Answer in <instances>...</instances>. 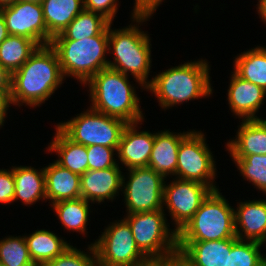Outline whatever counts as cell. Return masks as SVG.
<instances>
[{
    "mask_svg": "<svg viewBox=\"0 0 266 266\" xmlns=\"http://www.w3.org/2000/svg\"><path fill=\"white\" fill-rule=\"evenodd\" d=\"M65 78L56 51L49 45L39 46L30 58L11 74L10 106L30 109L48 101ZM12 104V105H11Z\"/></svg>",
    "mask_w": 266,
    "mask_h": 266,
    "instance_id": "obj_1",
    "label": "cell"
},
{
    "mask_svg": "<svg viewBox=\"0 0 266 266\" xmlns=\"http://www.w3.org/2000/svg\"><path fill=\"white\" fill-rule=\"evenodd\" d=\"M131 13V23L126 27L112 28L109 25V53L108 67L120 71L124 75L132 76L135 84L145 88L150 84L152 68L151 37L148 31L140 27L152 19L154 14ZM145 22V23H144ZM113 56V57H112Z\"/></svg>",
    "mask_w": 266,
    "mask_h": 266,
    "instance_id": "obj_2",
    "label": "cell"
},
{
    "mask_svg": "<svg viewBox=\"0 0 266 266\" xmlns=\"http://www.w3.org/2000/svg\"><path fill=\"white\" fill-rule=\"evenodd\" d=\"M209 63L202 57L183 64L181 62L162 72L160 70L152 76L145 91L157 98L158 105L164 111L195 99H209L214 92L210 77L212 66Z\"/></svg>",
    "mask_w": 266,
    "mask_h": 266,
    "instance_id": "obj_3",
    "label": "cell"
},
{
    "mask_svg": "<svg viewBox=\"0 0 266 266\" xmlns=\"http://www.w3.org/2000/svg\"><path fill=\"white\" fill-rule=\"evenodd\" d=\"M130 77L112 68H104L95 74L83 87L88 91L90 108L108 116L120 118L127 123L145 120L141 98L136 88L146 90L143 85L130 82ZM135 85V86H134ZM88 86V87H87Z\"/></svg>",
    "mask_w": 266,
    "mask_h": 266,
    "instance_id": "obj_4",
    "label": "cell"
},
{
    "mask_svg": "<svg viewBox=\"0 0 266 266\" xmlns=\"http://www.w3.org/2000/svg\"><path fill=\"white\" fill-rule=\"evenodd\" d=\"M61 71L85 85L95 74L108 67L109 34H98L80 40H51Z\"/></svg>",
    "mask_w": 266,
    "mask_h": 266,
    "instance_id": "obj_5",
    "label": "cell"
},
{
    "mask_svg": "<svg viewBox=\"0 0 266 266\" xmlns=\"http://www.w3.org/2000/svg\"><path fill=\"white\" fill-rule=\"evenodd\" d=\"M212 190L187 224L177 233V241H213L236 238L234 207Z\"/></svg>",
    "mask_w": 266,
    "mask_h": 266,
    "instance_id": "obj_6",
    "label": "cell"
},
{
    "mask_svg": "<svg viewBox=\"0 0 266 266\" xmlns=\"http://www.w3.org/2000/svg\"><path fill=\"white\" fill-rule=\"evenodd\" d=\"M75 116L55 123L69 139L84 146L100 145L118 149L127 122L90 107Z\"/></svg>",
    "mask_w": 266,
    "mask_h": 266,
    "instance_id": "obj_7",
    "label": "cell"
},
{
    "mask_svg": "<svg viewBox=\"0 0 266 266\" xmlns=\"http://www.w3.org/2000/svg\"><path fill=\"white\" fill-rule=\"evenodd\" d=\"M167 215L163 210H156L123 216L131 228L137 247L145 256L179 253L177 232L170 228Z\"/></svg>",
    "mask_w": 266,
    "mask_h": 266,
    "instance_id": "obj_8",
    "label": "cell"
},
{
    "mask_svg": "<svg viewBox=\"0 0 266 266\" xmlns=\"http://www.w3.org/2000/svg\"><path fill=\"white\" fill-rule=\"evenodd\" d=\"M206 140L204 131L197 129H192L181 140L175 178L199 182L217 190L216 159Z\"/></svg>",
    "mask_w": 266,
    "mask_h": 266,
    "instance_id": "obj_9",
    "label": "cell"
},
{
    "mask_svg": "<svg viewBox=\"0 0 266 266\" xmlns=\"http://www.w3.org/2000/svg\"><path fill=\"white\" fill-rule=\"evenodd\" d=\"M126 171L128 172L123 174L121 192L125 214L163 210V187L166 179L148 166Z\"/></svg>",
    "mask_w": 266,
    "mask_h": 266,
    "instance_id": "obj_10",
    "label": "cell"
},
{
    "mask_svg": "<svg viewBox=\"0 0 266 266\" xmlns=\"http://www.w3.org/2000/svg\"><path fill=\"white\" fill-rule=\"evenodd\" d=\"M94 242L100 266H133L145 255L137 247L129 224L120 218L110 222Z\"/></svg>",
    "mask_w": 266,
    "mask_h": 266,
    "instance_id": "obj_11",
    "label": "cell"
},
{
    "mask_svg": "<svg viewBox=\"0 0 266 266\" xmlns=\"http://www.w3.org/2000/svg\"><path fill=\"white\" fill-rule=\"evenodd\" d=\"M163 187V211L171 218L178 233L200 208L212 189L199 182L173 178ZM165 208V209H164Z\"/></svg>",
    "mask_w": 266,
    "mask_h": 266,
    "instance_id": "obj_12",
    "label": "cell"
},
{
    "mask_svg": "<svg viewBox=\"0 0 266 266\" xmlns=\"http://www.w3.org/2000/svg\"><path fill=\"white\" fill-rule=\"evenodd\" d=\"M9 35L26 37L39 46L48 45V31L41 2L18 0L0 8Z\"/></svg>",
    "mask_w": 266,
    "mask_h": 266,
    "instance_id": "obj_13",
    "label": "cell"
},
{
    "mask_svg": "<svg viewBox=\"0 0 266 266\" xmlns=\"http://www.w3.org/2000/svg\"><path fill=\"white\" fill-rule=\"evenodd\" d=\"M144 121L128 123L117 149V162L126 170L147 167L154 145L155 131L138 130ZM140 128H139V126ZM120 161V162H119Z\"/></svg>",
    "mask_w": 266,
    "mask_h": 266,
    "instance_id": "obj_14",
    "label": "cell"
},
{
    "mask_svg": "<svg viewBox=\"0 0 266 266\" xmlns=\"http://www.w3.org/2000/svg\"><path fill=\"white\" fill-rule=\"evenodd\" d=\"M227 89L229 110L240 120L262 119L259 109L266 102V91L250 81L239 77L233 70ZM262 105V106H261Z\"/></svg>",
    "mask_w": 266,
    "mask_h": 266,
    "instance_id": "obj_15",
    "label": "cell"
},
{
    "mask_svg": "<svg viewBox=\"0 0 266 266\" xmlns=\"http://www.w3.org/2000/svg\"><path fill=\"white\" fill-rule=\"evenodd\" d=\"M122 169L117 164L102 170H88L80 175L81 197L92 204L114 202L122 192Z\"/></svg>",
    "mask_w": 266,
    "mask_h": 266,
    "instance_id": "obj_16",
    "label": "cell"
},
{
    "mask_svg": "<svg viewBox=\"0 0 266 266\" xmlns=\"http://www.w3.org/2000/svg\"><path fill=\"white\" fill-rule=\"evenodd\" d=\"M234 207L235 233L240 240L266 241V199L237 202Z\"/></svg>",
    "mask_w": 266,
    "mask_h": 266,
    "instance_id": "obj_17",
    "label": "cell"
},
{
    "mask_svg": "<svg viewBox=\"0 0 266 266\" xmlns=\"http://www.w3.org/2000/svg\"><path fill=\"white\" fill-rule=\"evenodd\" d=\"M180 257L190 266H227L232 238L213 241H177Z\"/></svg>",
    "mask_w": 266,
    "mask_h": 266,
    "instance_id": "obj_18",
    "label": "cell"
},
{
    "mask_svg": "<svg viewBox=\"0 0 266 266\" xmlns=\"http://www.w3.org/2000/svg\"><path fill=\"white\" fill-rule=\"evenodd\" d=\"M236 135L225 143L231 158L266 155V119L241 120Z\"/></svg>",
    "mask_w": 266,
    "mask_h": 266,
    "instance_id": "obj_19",
    "label": "cell"
},
{
    "mask_svg": "<svg viewBox=\"0 0 266 266\" xmlns=\"http://www.w3.org/2000/svg\"><path fill=\"white\" fill-rule=\"evenodd\" d=\"M169 129L155 132L154 145L148 167L165 179L175 177L178 160V149L181 140L191 131L173 132Z\"/></svg>",
    "mask_w": 266,
    "mask_h": 266,
    "instance_id": "obj_20",
    "label": "cell"
},
{
    "mask_svg": "<svg viewBox=\"0 0 266 266\" xmlns=\"http://www.w3.org/2000/svg\"><path fill=\"white\" fill-rule=\"evenodd\" d=\"M46 201L50 205L81 197L80 175L53 161L44 167Z\"/></svg>",
    "mask_w": 266,
    "mask_h": 266,
    "instance_id": "obj_21",
    "label": "cell"
},
{
    "mask_svg": "<svg viewBox=\"0 0 266 266\" xmlns=\"http://www.w3.org/2000/svg\"><path fill=\"white\" fill-rule=\"evenodd\" d=\"M13 177L15 191L13 202L21 201V205L30 207L40 200L46 203V183L44 167L14 165Z\"/></svg>",
    "mask_w": 266,
    "mask_h": 266,
    "instance_id": "obj_22",
    "label": "cell"
},
{
    "mask_svg": "<svg viewBox=\"0 0 266 266\" xmlns=\"http://www.w3.org/2000/svg\"><path fill=\"white\" fill-rule=\"evenodd\" d=\"M53 139L45 148L48 153L58 155L55 160L60 166L82 175L88 171L87 148L69 139L56 125Z\"/></svg>",
    "mask_w": 266,
    "mask_h": 266,
    "instance_id": "obj_23",
    "label": "cell"
},
{
    "mask_svg": "<svg viewBox=\"0 0 266 266\" xmlns=\"http://www.w3.org/2000/svg\"><path fill=\"white\" fill-rule=\"evenodd\" d=\"M24 237L35 266H43L71 246L70 241L47 229H37L28 235L25 233Z\"/></svg>",
    "mask_w": 266,
    "mask_h": 266,
    "instance_id": "obj_24",
    "label": "cell"
},
{
    "mask_svg": "<svg viewBox=\"0 0 266 266\" xmlns=\"http://www.w3.org/2000/svg\"><path fill=\"white\" fill-rule=\"evenodd\" d=\"M48 45L84 10L83 0H41Z\"/></svg>",
    "mask_w": 266,
    "mask_h": 266,
    "instance_id": "obj_25",
    "label": "cell"
},
{
    "mask_svg": "<svg viewBox=\"0 0 266 266\" xmlns=\"http://www.w3.org/2000/svg\"><path fill=\"white\" fill-rule=\"evenodd\" d=\"M83 199L82 197L72 200H64L57 203L49 205L54 213L57 216V219L60 220L62 227L67 230V232H77L82 234L84 237H87L89 225L88 220L90 213L92 212V203ZM71 231V232H70Z\"/></svg>",
    "mask_w": 266,
    "mask_h": 266,
    "instance_id": "obj_26",
    "label": "cell"
},
{
    "mask_svg": "<svg viewBox=\"0 0 266 266\" xmlns=\"http://www.w3.org/2000/svg\"><path fill=\"white\" fill-rule=\"evenodd\" d=\"M233 59V71L266 91V46H255L237 54Z\"/></svg>",
    "mask_w": 266,
    "mask_h": 266,
    "instance_id": "obj_27",
    "label": "cell"
},
{
    "mask_svg": "<svg viewBox=\"0 0 266 266\" xmlns=\"http://www.w3.org/2000/svg\"><path fill=\"white\" fill-rule=\"evenodd\" d=\"M110 24L111 22L101 14L84 9L52 40H80L98 34H109Z\"/></svg>",
    "mask_w": 266,
    "mask_h": 266,
    "instance_id": "obj_28",
    "label": "cell"
},
{
    "mask_svg": "<svg viewBox=\"0 0 266 266\" xmlns=\"http://www.w3.org/2000/svg\"><path fill=\"white\" fill-rule=\"evenodd\" d=\"M39 45L26 37L8 35L0 44V65L10 74L18 70Z\"/></svg>",
    "mask_w": 266,
    "mask_h": 266,
    "instance_id": "obj_29",
    "label": "cell"
},
{
    "mask_svg": "<svg viewBox=\"0 0 266 266\" xmlns=\"http://www.w3.org/2000/svg\"><path fill=\"white\" fill-rule=\"evenodd\" d=\"M231 159L243 179L266 196V155L252 154Z\"/></svg>",
    "mask_w": 266,
    "mask_h": 266,
    "instance_id": "obj_30",
    "label": "cell"
},
{
    "mask_svg": "<svg viewBox=\"0 0 266 266\" xmlns=\"http://www.w3.org/2000/svg\"><path fill=\"white\" fill-rule=\"evenodd\" d=\"M264 245L254 241L232 238V247L228 253L227 266H266L264 254L261 250Z\"/></svg>",
    "mask_w": 266,
    "mask_h": 266,
    "instance_id": "obj_31",
    "label": "cell"
},
{
    "mask_svg": "<svg viewBox=\"0 0 266 266\" xmlns=\"http://www.w3.org/2000/svg\"><path fill=\"white\" fill-rule=\"evenodd\" d=\"M0 263L5 266H35L24 235L0 238Z\"/></svg>",
    "mask_w": 266,
    "mask_h": 266,
    "instance_id": "obj_32",
    "label": "cell"
},
{
    "mask_svg": "<svg viewBox=\"0 0 266 266\" xmlns=\"http://www.w3.org/2000/svg\"><path fill=\"white\" fill-rule=\"evenodd\" d=\"M86 246L87 248L83 250L81 248L78 249L72 244L62 254L43 266H97L98 262L94 245L88 244Z\"/></svg>",
    "mask_w": 266,
    "mask_h": 266,
    "instance_id": "obj_33",
    "label": "cell"
},
{
    "mask_svg": "<svg viewBox=\"0 0 266 266\" xmlns=\"http://www.w3.org/2000/svg\"><path fill=\"white\" fill-rule=\"evenodd\" d=\"M88 155V170H102L118 164L115 148L92 145L86 146ZM116 155V156H115Z\"/></svg>",
    "mask_w": 266,
    "mask_h": 266,
    "instance_id": "obj_34",
    "label": "cell"
},
{
    "mask_svg": "<svg viewBox=\"0 0 266 266\" xmlns=\"http://www.w3.org/2000/svg\"><path fill=\"white\" fill-rule=\"evenodd\" d=\"M84 9L92 11L94 13H99L104 16L111 23L114 22L113 19L116 17L117 12L120 7L119 0H83Z\"/></svg>",
    "mask_w": 266,
    "mask_h": 266,
    "instance_id": "obj_35",
    "label": "cell"
},
{
    "mask_svg": "<svg viewBox=\"0 0 266 266\" xmlns=\"http://www.w3.org/2000/svg\"><path fill=\"white\" fill-rule=\"evenodd\" d=\"M15 180L13 165L9 169H0V204H14Z\"/></svg>",
    "mask_w": 266,
    "mask_h": 266,
    "instance_id": "obj_36",
    "label": "cell"
},
{
    "mask_svg": "<svg viewBox=\"0 0 266 266\" xmlns=\"http://www.w3.org/2000/svg\"><path fill=\"white\" fill-rule=\"evenodd\" d=\"M179 256V253H168L161 256H145L133 266H174V262Z\"/></svg>",
    "mask_w": 266,
    "mask_h": 266,
    "instance_id": "obj_37",
    "label": "cell"
},
{
    "mask_svg": "<svg viewBox=\"0 0 266 266\" xmlns=\"http://www.w3.org/2000/svg\"><path fill=\"white\" fill-rule=\"evenodd\" d=\"M165 0H135L133 9L141 14H154Z\"/></svg>",
    "mask_w": 266,
    "mask_h": 266,
    "instance_id": "obj_38",
    "label": "cell"
},
{
    "mask_svg": "<svg viewBox=\"0 0 266 266\" xmlns=\"http://www.w3.org/2000/svg\"><path fill=\"white\" fill-rule=\"evenodd\" d=\"M0 91H11V74L0 65Z\"/></svg>",
    "mask_w": 266,
    "mask_h": 266,
    "instance_id": "obj_39",
    "label": "cell"
},
{
    "mask_svg": "<svg viewBox=\"0 0 266 266\" xmlns=\"http://www.w3.org/2000/svg\"><path fill=\"white\" fill-rule=\"evenodd\" d=\"M10 93L11 91H0V116H7L8 110L11 108L9 102Z\"/></svg>",
    "mask_w": 266,
    "mask_h": 266,
    "instance_id": "obj_40",
    "label": "cell"
},
{
    "mask_svg": "<svg viewBox=\"0 0 266 266\" xmlns=\"http://www.w3.org/2000/svg\"><path fill=\"white\" fill-rule=\"evenodd\" d=\"M256 6L260 20L266 24V0H258Z\"/></svg>",
    "mask_w": 266,
    "mask_h": 266,
    "instance_id": "obj_41",
    "label": "cell"
},
{
    "mask_svg": "<svg viewBox=\"0 0 266 266\" xmlns=\"http://www.w3.org/2000/svg\"><path fill=\"white\" fill-rule=\"evenodd\" d=\"M8 31L4 16L0 12V44L8 37Z\"/></svg>",
    "mask_w": 266,
    "mask_h": 266,
    "instance_id": "obj_42",
    "label": "cell"
},
{
    "mask_svg": "<svg viewBox=\"0 0 266 266\" xmlns=\"http://www.w3.org/2000/svg\"><path fill=\"white\" fill-rule=\"evenodd\" d=\"M16 1H18V0H0V8L10 6V5L14 4Z\"/></svg>",
    "mask_w": 266,
    "mask_h": 266,
    "instance_id": "obj_43",
    "label": "cell"
},
{
    "mask_svg": "<svg viewBox=\"0 0 266 266\" xmlns=\"http://www.w3.org/2000/svg\"><path fill=\"white\" fill-rule=\"evenodd\" d=\"M174 266H190L180 256L175 260Z\"/></svg>",
    "mask_w": 266,
    "mask_h": 266,
    "instance_id": "obj_44",
    "label": "cell"
},
{
    "mask_svg": "<svg viewBox=\"0 0 266 266\" xmlns=\"http://www.w3.org/2000/svg\"><path fill=\"white\" fill-rule=\"evenodd\" d=\"M7 119V116H0V129L3 128L5 120Z\"/></svg>",
    "mask_w": 266,
    "mask_h": 266,
    "instance_id": "obj_45",
    "label": "cell"
},
{
    "mask_svg": "<svg viewBox=\"0 0 266 266\" xmlns=\"http://www.w3.org/2000/svg\"><path fill=\"white\" fill-rule=\"evenodd\" d=\"M263 245H265L264 247L266 249V241H265V243ZM264 261H265V265H266V253L264 254Z\"/></svg>",
    "mask_w": 266,
    "mask_h": 266,
    "instance_id": "obj_46",
    "label": "cell"
},
{
    "mask_svg": "<svg viewBox=\"0 0 266 266\" xmlns=\"http://www.w3.org/2000/svg\"><path fill=\"white\" fill-rule=\"evenodd\" d=\"M25 1H36V2H41V0H25Z\"/></svg>",
    "mask_w": 266,
    "mask_h": 266,
    "instance_id": "obj_47",
    "label": "cell"
}]
</instances>
